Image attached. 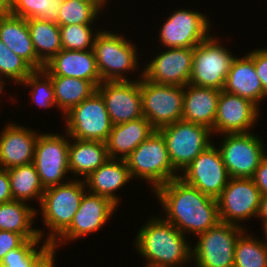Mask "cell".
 <instances>
[{
	"instance_id": "cell-36",
	"label": "cell",
	"mask_w": 267,
	"mask_h": 267,
	"mask_svg": "<svg viewBox=\"0 0 267 267\" xmlns=\"http://www.w3.org/2000/svg\"><path fill=\"white\" fill-rule=\"evenodd\" d=\"M34 69L0 40V79L22 83Z\"/></svg>"
},
{
	"instance_id": "cell-27",
	"label": "cell",
	"mask_w": 267,
	"mask_h": 267,
	"mask_svg": "<svg viewBox=\"0 0 267 267\" xmlns=\"http://www.w3.org/2000/svg\"><path fill=\"white\" fill-rule=\"evenodd\" d=\"M71 139L75 141L70 142L69 145L68 166L69 172H72L75 176H82L83 179H86L93 171L110 159L106 143Z\"/></svg>"
},
{
	"instance_id": "cell-35",
	"label": "cell",
	"mask_w": 267,
	"mask_h": 267,
	"mask_svg": "<svg viewBox=\"0 0 267 267\" xmlns=\"http://www.w3.org/2000/svg\"><path fill=\"white\" fill-rule=\"evenodd\" d=\"M91 24H73L60 26L63 50H91L97 33H93ZM94 35V36H93Z\"/></svg>"
},
{
	"instance_id": "cell-10",
	"label": "cell",
	"mask_w": 267,
	"mask_h": 267,
	"mask_svg": "<svg viewBox=\"0 0 267 267\" xmlns=\"http://www.w3.org/2000/svg\"><path fill=\"white\" fill-rule=\"evenodd\" d=\"M243 231L242 226L219 222L199 234L192 248L196 267H234L235 246Z\"/></svg>"
},
{
	"instance_id": "cell-40",
	"label": "cell",
	"mask_w": 267,
	"mask_h": 267,
	"mask_svg": "<svg viewBox=\"0 0 267 267\" xmlns=\"http://www.w3.org/2000/svg\"><path fill=\"white\" fill-rule=\"evenodd\" d=\"M25 240L21 234L0 230V263L10 250L18 248Z\"/></svg>"
},
{
	"instance_id": "cell-31",
	"label": "cell",
	"mask_w": 267,
	"mask_h": 267,
	"mask_svg": "<svg viewBox=\"0 0 267 267\" xmlns=\"http://www.w3.org/2000/svg\"><path fill=\"white\" fill-rule=\"evenodd\" d=\"M13 200L27 202L38 199L39 204L45 191L33 163L7 169Z\"/></svg>"
},
{
	"instance_id": "cell-47",
	"label": "cell",
	"mask_w": 267,
	"mask_h": 267,
	"mask_svg": "<svg viewBox=\"0 0 267 267\" xmlns=\"http://www.w3.org/2000/svg\"><path fill=\"white\" fill-rule=\"evenodd\" d=\"M5 81H7V80H2V79H0V94L2 93V91H3V84H5L6 82Z\"/></svg>"
},
{
	"instance_id": "cell-23",
	"label": "cell",
	"mask_w": 267,
	"mask_h": 267,
	"mask_svg": "<svg viewBox=\"0 0 267 267\" xmlns=\"http://www.w3.org/2000/svg\"><path fill=\"white\" fill-rule=\"evenodd\" d=\"M222 90L246 98L257 106L266 97L256 74L254 60L248 54L234 58Z\"/></svg>"
},
{
	"instance_id": "cell-2",
	"label": "cell",
	"mask_w": 267,
	"mask_h": 267,
	"mask_svg": "<svg viewBox=\"0 0 267 267\" xmlns=\"http://www.w3.org/2000/svg\"><path fill=\"white\" fill-rule=\"evenodd\" d=\"M139 230L135 245L146 267H182L192 261L191 243L172 223L155 217Z\"/></svg>"
},
{
	"instance_id": "cell-20",
	"label": "cell",
	"mask_w": 267,
	"mask_h": 267,
	"mask_svg": "<svg viewBox=\"0 0 267 267\" xmlns=\"http://www.w3.org/2000/svg\"><path fill=\"white\" fill-rule=\"evenodd\" d=\"M0 133V168L33 163L38 133L13 122L6 124Z\"/></svg>"
},
{
	"instance_id": "cell-5",
	"label": "cell",
	"mask_w": 267,
	"mask_h": 267,
	"mask_svg": "<svg viewBox=\"0 0 267 267\" xmlns=\"http://www.w3.org/2000/svg\"><path fill=\"white\" fill-rule=\"evenodd\" d=\"M135 46L118 33L106 30L98 32L93 51L102 82L129 81L125 72L138 68Z\"/></svg>"
},
{
	"instance_id": "cell-15",
	"label": "cell",
	"mask_w": 267,
	"mask_h": 267,
	"mask_svg": "<svg viewBox=\"0 0 267 267\" xmlns=\"http://www.w3.org/2000/svg\"><path fill=\"white\" fill-rule=\"evenodd\" d=\"M209 19L202 13L178 9L161 27L159 40L166 48H190L209 37Z\"/></svg>"
},
{
	"instance_id": "cell-38",
	"label": "cell",
	"mask_w": 267,
	"mask_h": 267,
	"mask_svg": "<svg viewBox=\"0 0 267 267\" xmlns=\"http://www.w3.org/2000/svg\"><path fill=\"white\" fill-rule=\"evenodd\" d=\"M41 239L25 240L18 248L10 250L0 263V267H30L31 261L49 244L43 242L40 249H36Z\"/></svg>"
},
{
	"instance_id": "cell-33",
	"label": "cell",
	"mask_w": 267,
	"mask_h": 267,
	"mask_svg": "<svg viewBox=\"0 0 267 267\" xmlns=\"http://www.w3.org/2000/svg\"><path fill=\"white\" fill-rule=\"evenodd\" d=\"M106 2H83L80 0H62L57 24H93Z\"/></svg>"
},
{
	"instance_id": "cell-42",
	"label": "cell",
	"mask_w": 267,
	"mask_h": 267,
	"mask_svg": "<svg viewBox=\"0 0 267 267\" xmlns=\"http://www.w3.org/2000/svg\"><path fill=\"white\" fill-rule=\"evenodd\" d=\"M252 180L259 189L261 196L267 195V155L261 160L252 176Z\"/></svg>"
},
{
	"instance_id": "cell-8",
	"label": "cell",
	"mask_w": 267,
	"mask_h": 267,
	"mask_svg": "<svg viewBox=\"0 0 267 267\" xmlns=\"http://www.w3.org/2000/svg\"><path fill=\"white\" fill-rule=\"evenodd\" d=\"M65 115L67 137L104 143L108 140L113 125L105 101L98 91Z\"/></svg>"
},
{
	"instance_id": "cell-13",
	"label": "cell",
	"mask_w": 267,
	"mask_h": 267,
	"mask_svg": "<svg viewBox=\"0 0 267 267\" xmlns=\"http://www.w3.org/2000/svg\"><path fill=\"white\" fill-rule=\"evenodd\" d=\"M260 199L252 178H230L217 198L220 222L240 226L239 221L257 217Z\"/></svg>"
},
{
	"instance_id": "cell-14",
	"label": "cell",
	"mask_w": 267,
	"mask_h": 267,
	"mask_svg": "<svg viewBox=\"0 0 267 267\" xmlns=\"http://www.w3.org/2000/svg\"><path fill=\"white\" fill-rule=\"evenodd\" d=\"M212 143L189 166L180 178L204 195L217 199L228 184L230 176L219 149Z\"/></svg>"
},
{
	"instance_id": "cell-16",
	"label": "cell",
	"mask_w": 267,
	"mask_h": 267,
	"mask_svg": "<svg viewBox=\"0 0 267 267\" xmlns=\"http://www.w3.org/2000/svg\"><path fill=\"white\" fill-rule=\"evenodd\" d=\"M137 80L105 81L98 85L112 125L143 117L140 79Z\"/></svg>"
},
{
	"instance_id": "cell-43",
	"label": "cell",
	"mask_w": 267,
	"mask_h": 267,
	"mask_svg": "<svg viewBox=\"0 0 267 267\" xmlns=\"http://www.w3.org/2000/svg\"><path fill=\"white\" fill-rule=\"evenodd\" d=\"M10 180L7 169L0 168V203L12 201Z\"/></svg>"
},
{
	"instance_id": "cell-32",
	"label": "cell",
	"mask_w": 267,
	"mask_h": 267,
	"mask_svg": "<svg viewBox=\"0 0 267 267\" xmlns=\"http://www.w3.org/2000/svg\"><path fill=\"white\" fill-rule=\"evenodd\" d=\"M245 234L244 230L237 239L234 267H267V244Z\"/></svg>"
},
{
	"instance_id": "cell-7",
	"label": "cell",
	"mask_w": 267,
	"mask_h": 267,
	"mask_svg": "<svg viewBox=\"0 0 267 267\" xmlns=\"http://www.w3.org/2000/svg\"><path fill=\"white\" fill-rule=\"evenodd\" d=\"M143 116L155 130L182 119L184 87L153 83L142 76Z\"/></svg>"
},
{
	"instance_id": "cell-34",
	"label": "cell",
	"mask_w": 267,
	"mask_h": 267,
	"mask_svg": "<svg viewBox=\"0 0 267 267\" xmlns=\"http://www.w3.org/2000/svg\"><path fill=\"white\" fill-rule=\"evenodd\" d=\"M61 1L57 0H13L12 15L28 19H43L57 22Z\"/></svg>"
},
{
	"instance_id": "cell-6",
	"label": "cell",
	"mask_w": 267,
	"mask_h": 267,
	"mask_svg": "<svg viewBox=\"0 0 267 267\" xmlns=\"http://www.w3.org/2000/svg\"><path fill=\"white\" fill-rule=\"evenodd\" d=\"M166 143L173 168L184 171L199 154L212 144L211 129L183 119L158 130Z\"/></svg>"
},
{
	"instance_id": "cell-9",
	"label": "cell",
	"mask_w": 267,
	"mask_h": 267,
	"mask_svg": "<svg viewBox=\"0 0 267 267\" xmlns=\"http://www.w3.org/2000/svg\"><path fill=\"white\" fill-rule=\"evenodd\" d=\"M218 41L216 37L211 35L194 47L189 84L218 90L223 89L235 57Z\"/></svg>"
},
{
	"instance_id": "cell-48",
	"label": "cell",
	"mask_w": 267,
	"mask_h": 267,
	"mask_svg": "<svg viewBox=\"0 0 267 267\" xmlns=\"http://www.w3.org/2000/svg\"><path fill=\"white\" fill-rule=\"evenodd\" d=\"M83 2H106L107 0H80Z\"/></svg>"
},
{
	"instance_id": "cell-29",
	"label": "cell",
	"mask_w": 267,
	"mask_h": 267,
	"mask_svg": "<svg viewBox=\"0 0 267 267\" xmlns=\"http://www.w3.org/2000/svg\"><path fill=\"white\" fill-rule=\"evenodd\" d=\"M49 77L54 87L56 106L63 114L97 91V87L91 81L64 76Z\"/></svg>"
},
{
	"instance_id": "cell-26",
	"label": "cell",
	"mask_w": 267,
	"mask_h": 267,
	"mask_svg": "<svg viewBox=\"0 0 267 267\" xmlns=\"http://www.w3.org/2000/svg\"><path fill=\"white\" fill-rule=\"evenodd\" d=\"M154 131L144 116L134 121L113 125L106 141L109 157L126 159Z\"/></svg>"
},
{
	"instance_id": "cell-21",
	"label": "cell",
	"mask_w": 267,
	"mask_h": 267,
	"mask_svg": "<svg viewBox=\"0 0 267 267\" xmlns=\"http://www.w3.org/2000/svg\"><path fill=\"white\" fill-rule=\"evenodd\" d=\"M48 76H64L91 81L96 87L102 82L93 49L63 50L53 56L42 69Z\"/></svg>"
},
{
	"instance_id": "cell-30",
	"label": "cell",
	"mask_w": 267,
	"mask_h": 267,
	"mask_svg": "<svg viewBox=\"0 0 267 267\" xmlns=\"http://www.w3.org/2000/svg\"><path fill=\"white\" fill-rule=\"evenodd\" d=\"M27 25L35 53L45 64L62 49L60 26L43 19H28Z\"/></svg>"
},
{
	"instance_id": "cell-18",
	"label": "cell",
	"mask_w": 267,
	"mask_h": 267,
	"mask_svg": "<svg viewBox=\"0 0 267 267\" xmlns=\"http://www.w3.org/2000/svg\"><path fill=\"white\" fill-rule=\"evenodd\" d=\"M194 47L169 48L146 65L142 76L157 84L182 86L189 84Z\"/></svg>"
},
{
	"instance_id": "cell-11",
	"label": "cell",
	"mask_w": 267,
	"mask_h": 267,
	"mask_svg": "<svg viewBox=\"0 0 267 267\" xmlns=\"http://www.w3.org/2000/svg\"><path fill=\"white\" fill-rule=\"evenodd\" d=\"M223 136L218 149L230 178H252L267 154L264 141L252 132Z\"/></svg>"
},
{
	"instance_id": "cell-12",
	"label": "cell",
	"mask_w": 267,
	"mask_h": 267,
	"mask_svg": "<svg viewBox=\"0 0 267 267\" xmlns=\"http://www.w3.org/2000/svg\"><path fill=\"white\" fill-rule=\"evenodd\" d=\"M65 137L57 133L38 136L33 164L44 189L62 184L65 174L69 173L68 150L71 140Z\"/></svg>"
},
{
	"instance_id": "cell-28",
	"label": "cell",
	"mask_w": 267,
	"mask_h": 267,
	"mask_svg": "<svg viewBox=\"0 0 267 267\" xmlns=\"http://www.w3.org/2000/svg\"><path fill=\"white\" fill-rule=\"evenodd\" d=\"M36 215V209L25 202L0 203V230L21 234L26 240L43 239V231L32 228Z\"/></svg>"
},
{
	"instance_id": "cell-4",
	"label": "cell",
	"mask_w": 267,
	"mask_h": 267,
	"mask_svg": "<svg viewBox=\"0 0 267 267\" xmlns=\"http://www.w3.org/2000/svg\"><path fill=\"white\" fill-rule=\"evenodd\" d=\"M125 161L131 177L149 181L152 191L180 177L170 162L165 140L158 130L138 145Z\"/></svg>"
},
{
	"instance_id": "cell-19",
	"label": "cell",
	"mask_w": 267,
	"mask_h": 267,
	"mask_svg": "<svg viewBox=\"0 0 267 267\" xmlns=\"http://www.w3.org/2000/svg\"><path fill=\"white\" fill-rule=\"evenodd\" d=\"M259 107L250 100L221 90L217 113L211 132L223 134L248 133L257 121Z\"/></svg>"
},
{
	"instance_id": "cell-22",
	"label": "cell",
	"mask_w": 267,
	"mask_h": 267,
	"mask_svg": "<svg viewBox=\"0 0 267 267\" xmlns=\"http://www.w3.org/2000/svg\"><path fill=\"white\" fill-rule=\"evenodd\" d=\"M0 40L34 70L44 68L45 64L35 53L26 19L11 13L0 14Z\"/></svg>"
},
{
	"instance_id": "cell-45",
	"label": "cell",
	"mask_w": 267,
	"mask_h": 267,
	"mask_svg": "<svg viewBox=\"0 0 267 267\" xmlns=\"http://www.w3.org/2000/svg\"><path fill=\"white\" fill-rule=\"evenodd\" d=\"M13 8V0H0V14H10Z\"/></svg>"
},
{
	"instance_id": "cell-46",
	"label": "cell",
	"mask_w": 267,
	"mask_h": 267,
	"mask_svg": "<svg viewBox=\"0 0 267 267\" xmlns=\"http://www.w3.org/2000/svg\"><path fill=\"white\" fill-rule=\"evenodd\" d=\"M263 229H264V234H265V239H266V241L264 240V242L267 244V223L263 226Z\"/></svg>"
},
{
	"instance_id": "cell-1",
	"label": "cell",
	"mask_w": 267,
	"mask_h": 267,
	"mask_svg": "<svg viewBox=\"0 0 267 267\" xmlns=\"http://www.w3.org/2000/svg\"><path fill=\"white\" fill-rule=\"evenodd\" d=\"M154 192L166 214L164 220L184 235L190 232L198 236L220 222L217 199L204 195L180 177L163 184Z\"/></svg>"
},
{
	"instance_id": "cell-39",
	"label": "cell",
	"mask_w": 267,
	"mask_h": 267,
	"mask_svg": "<svg viewBox=\"0 0 267 267\" xmlns=\"http://www.w3.org/2000/svg\"><path fill=\"white\" fill-rule=\"evenodd\" d=\"M248 55L254 60L256 74L260 78L264 94L267 97V49L257 48Z\"/></svg>"
},
{
	"instance_id": "cell-41",
	"label": "cell",
	"mask_w": 267,
	"mask_h": 267,
	"mask_svg": "<svg viewBox=\"0 0 267 267\" xmlns=\"http://www.w3.org/2000/svg\"><path fill=\"white\" fill-rule=\"evenodd\" d=\"M57 245L49 243L32 261L30 267H54Z\"/></svg>"
},
{
	"instance_id": "cell-37",
	"label": "cell",
	"mask_w": 267,
	"mask_h": 267,
	"mask_svg": "<svg viewBox=\"0 0 267 267\" xmlns=\"http://www.w3.org/2000/svg\"><path fill=\"white\" fill-rule=\"evenodd\" d=\"M21 84L32 88V90H30L32 92L31 98L33 103L40 108L56 106L54 87L51 78L43 70H34Z\"/></svg>"
},
{
	"instance_id": "cell-17",
	"label": "cell",
	"mask_w": 267,
	"mask_h": 267,
	"mask_svg": "<svg viewBox=\"0 0 267 267\" xmlns=\"http://www.w3.org/2000/svg\"><path fill=\"white\" fill-rule=\"evenodd\" d=\"M116 207L117 205L109 198L86 192L70 226L53 244L63 245L66 241L80 239L100 230L112 217Z\"/></svg>"
},
{
	"instance_id": "cell-3",
	"label": "cell",
	"mask_w": 267,
	"mask_h": 267,
	"mask_svg": "<svg viewBox=\"0 0 267 267\" xmlns=\"http://www.w3.org/2000/svg\"><path fill=\"white\" fill-rule=\"evenodd\" d=\"M84 180L75 179L45 189L40 209L43 223L51 230L46 242L53 243L71 224L86 193Z\"/></svg>"
},
{
	"instance_id": "cell-44",
	"label": "cell",
	"mask_w": 267,
	"mask_h": 267,
	"mask_svg": "<svg viewBox=\"0 0 267 267\" xmlns=\"http://www.w3.org/2000/svg\"><path fill=\"white\" fill-rule=\"evenodd\" d=\"M257 217L262 218L263 226L267 223V195L261 196Z\"/></svg>"
},
{
	"instance_id": "cell-25",
	"label": "cell",
	"mask_w": 267,
	"mask_h": 267,
	"mask_svg": "<svg viewBox=\"0 0 267 267\" xmlns=\"http://www.w3.org/2000/svg\"><path fill=\"white\" fill-rule=\"evenodd\" d=\"M132 179L125 159L110 158L84 179L89 193L109 198L117 206L119 198L114 194Z\"/></svg>"
},
{
	"instance_id": "cell-24",
	"label": "cell",
	"mask_w": 267,
	"mask_h": 267,
	"mask_svg": "<svg viewBox=\"0 0 267 267\" xmlns=\"http://www.w3.org/2000/svg\"><path fill=\"white\" fill-rule=\"evenodd\" d=\"M221 90L192 84L184 86L182 119L213 129Z\"/></svg>"
}]
</instances>
